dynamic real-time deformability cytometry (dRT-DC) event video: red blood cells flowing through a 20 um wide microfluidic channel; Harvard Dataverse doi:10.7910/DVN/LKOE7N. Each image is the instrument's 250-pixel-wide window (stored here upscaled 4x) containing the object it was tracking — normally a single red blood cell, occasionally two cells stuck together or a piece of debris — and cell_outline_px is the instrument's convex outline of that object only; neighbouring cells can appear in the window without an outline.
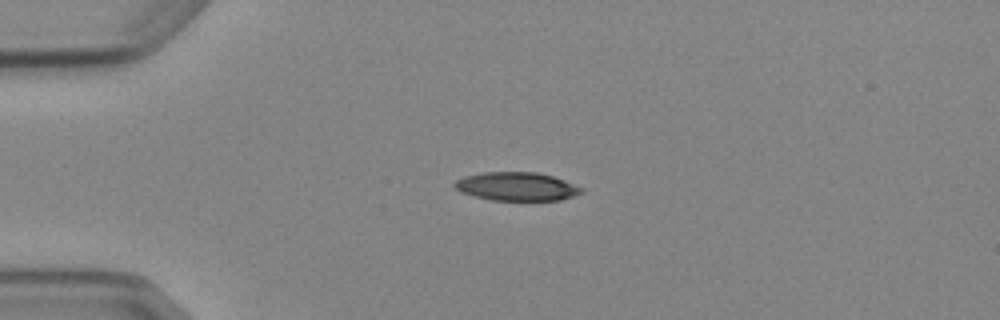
{"species": "Egyptian fruit bat (a non-hibernating species)", "species_latin": "Rousettus aegyptiacus", "temperature_condition": "cold", "stored_images_in_passage": 4, "camera_frame_rate_fps": 3000, "um_per_image_px": 0.085, "animal": {"sex": "female"}, "frame": {"image": 1, "passage_image": 3, "time_ms": 2.333, "image_size_px": [1000, 320], "cell_outline_px": [[584, 192], [560, 200], [492, 200], [460, 192], [452, 184], [456, 180], [464, 176], [484, 172], [536, 172], [552, 176], [564, 180], [584, 188]], "centroid_in_image_um": [43.92, 15.84], "position_along_channel_um": 41.1, "area_um2": 20.98}}